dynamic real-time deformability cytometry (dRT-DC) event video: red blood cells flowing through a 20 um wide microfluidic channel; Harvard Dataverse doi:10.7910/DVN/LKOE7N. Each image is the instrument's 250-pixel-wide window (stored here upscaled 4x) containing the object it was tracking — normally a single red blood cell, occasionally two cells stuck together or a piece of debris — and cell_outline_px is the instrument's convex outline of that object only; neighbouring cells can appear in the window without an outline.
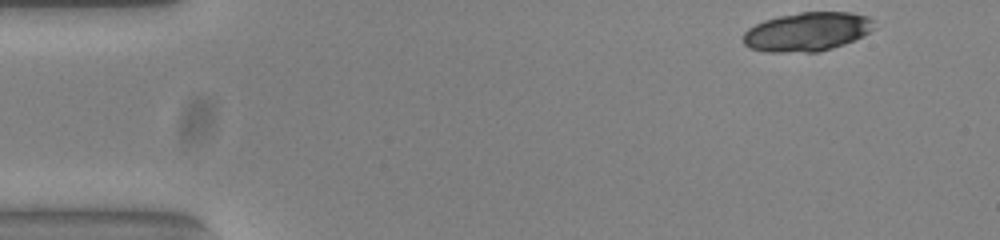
{"species": "common noctule bat (a hibernating species)", "species_latin": "Nyctalus noctula", "temperature_condition": "warm", "stored_images_in_passage": 4, "camera_frame_rate_fps": 3000, "um_per_image_px": 0.085, "animal": {"sex": "female", "body_mass_g": 23.0, "forearm_length_mm": 53.4}, "frame": {"image": 1, "passage_image": 1, "time_ms": 0.0, "image_size_px": [1000, 240], "cell_outline_px": [[876, 28], [844, 44], [832, 48], [816, 52], [768, 52], [748, 48], [744, 44], [744, 32], [748, 28], [764, 20], [780, 16], [800, 12], [852, 12], [868, 16], [876, 20]], "centroid_in_image_um": [68.63, 2.69], "position_along_channel_um": 16.4, "area_um2": 29.77}}